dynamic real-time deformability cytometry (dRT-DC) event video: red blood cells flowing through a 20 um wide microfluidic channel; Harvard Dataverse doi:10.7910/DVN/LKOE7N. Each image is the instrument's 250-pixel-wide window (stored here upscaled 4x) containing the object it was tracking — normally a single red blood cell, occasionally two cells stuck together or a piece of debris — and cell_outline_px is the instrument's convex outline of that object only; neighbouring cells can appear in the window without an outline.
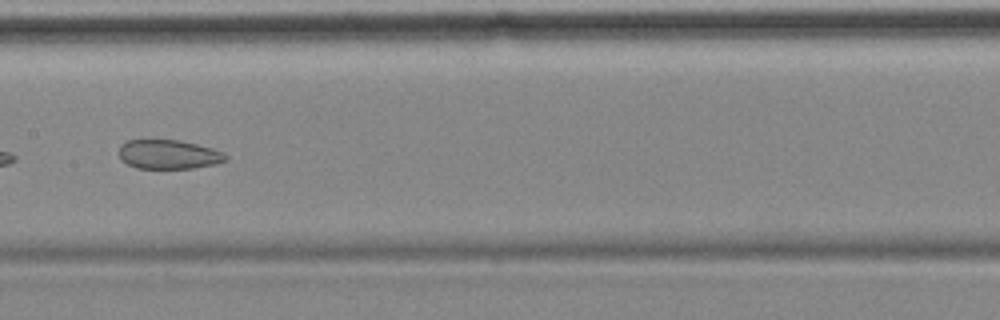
{"species": "common noctule bat (a hibernating species)", "species_latin": "Nyctalus noctula", "temperature_condition": "cold", "stored_images_in_passage": 8, "camera_frame_rate_fps": 3000, "um_per_image_px": 0.085, "animal": {"sex": "female", "body_mass_g": 18.4}, "frame": {"image": 1, "passage_image": 8, "time_ms": 8.333, "image_size_px": [1000, 320], "cell_outline_px": [[228, 160], [216, 164], [192, 168], [136, 168], [120, 160], [120, 144], [128, 140], [180, 140], [212, 148], [224, 152], [228, 156]], "centroid_in_image_um": [14.35, 13.12], "position_along_channel_um": 193.0, "area_um2": 18.21}}